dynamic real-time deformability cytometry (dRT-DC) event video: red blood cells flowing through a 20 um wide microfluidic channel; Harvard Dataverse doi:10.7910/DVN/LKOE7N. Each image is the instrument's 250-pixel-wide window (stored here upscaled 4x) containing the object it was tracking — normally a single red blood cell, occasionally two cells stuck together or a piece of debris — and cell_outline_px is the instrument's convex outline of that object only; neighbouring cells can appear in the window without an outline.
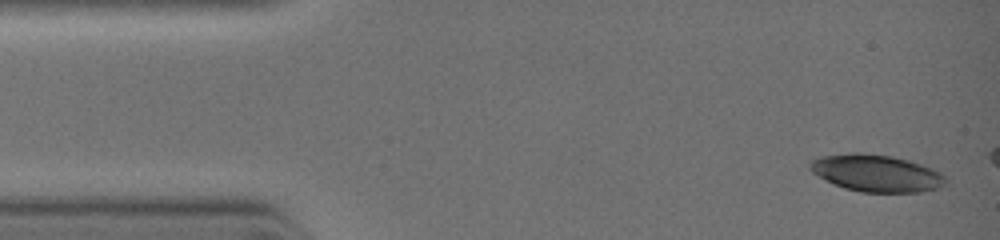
{"species": "common noctule bat (a hibernating species)", "species_latin": "Nyctalus noctula", "temperature_condition": "warm", "stored_images_in_passage": 7, "camera_frame_rate_fps": 3000, "um_per_image_px": 0.085, "animal": {"sex": "female", "body_mass_g": 19.0, "forearm_length_mm": 51.5}, "frame": {"image": 1, "passage_image": 1, "time_ms": 0.0, "image_size_px": [1000, 240], "cell_outline_px": [[944, 180], [936, 188], [920, 192], [860, 192], [844, 188], [812, 172], [812, 160], [824, 156], [888, 156], [904, 160], [928, 168], [944, 176]], "centroid_in_image_um": [74.49, 14.79], "position_along_channel_um": 10.5, "area_um2": 26.99}}